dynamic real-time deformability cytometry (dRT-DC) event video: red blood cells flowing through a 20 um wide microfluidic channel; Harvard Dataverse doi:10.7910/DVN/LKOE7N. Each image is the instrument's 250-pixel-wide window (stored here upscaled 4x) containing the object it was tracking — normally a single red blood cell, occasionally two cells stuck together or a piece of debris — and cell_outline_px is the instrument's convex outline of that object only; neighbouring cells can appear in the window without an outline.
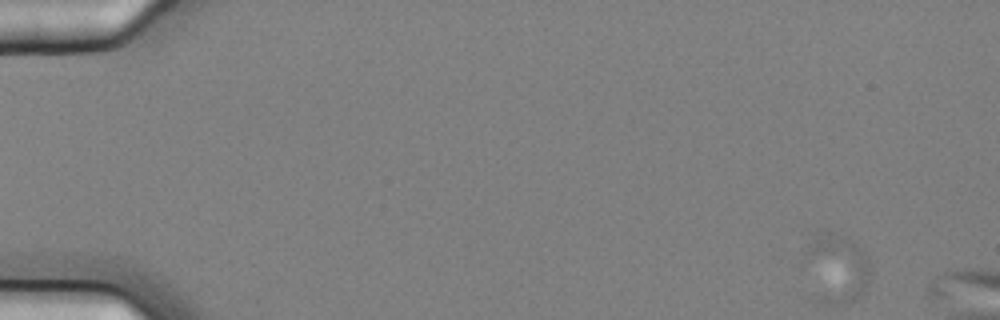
{"species": "common noctule bat (a hibernating species)", "species_latin": "Nyctalus noctula", "temperature_condition": "cold", "stored_images_in_passage": 3, "camera_frame_rate_fps": 3000, "um_per_image_px": 0.085, "animal": {"sex": "female", "body_mass_g": 25.1}, "frame": {"image": 1, "passage_image": 1, "time_ms": 0.0, "image_size_px": [1000, 320], "cell_outline_px": [[868, 284], [856, 300], [844, 304], [816, 304], [808, 296], [804, 260], [804, 252], [812, 232], [824, 228], [848, 236], [868, 256]], "centroid_in_image_um": [70.94, 22.8], "position_along_channel_um": 14.1, "area_um2": 28.67}}